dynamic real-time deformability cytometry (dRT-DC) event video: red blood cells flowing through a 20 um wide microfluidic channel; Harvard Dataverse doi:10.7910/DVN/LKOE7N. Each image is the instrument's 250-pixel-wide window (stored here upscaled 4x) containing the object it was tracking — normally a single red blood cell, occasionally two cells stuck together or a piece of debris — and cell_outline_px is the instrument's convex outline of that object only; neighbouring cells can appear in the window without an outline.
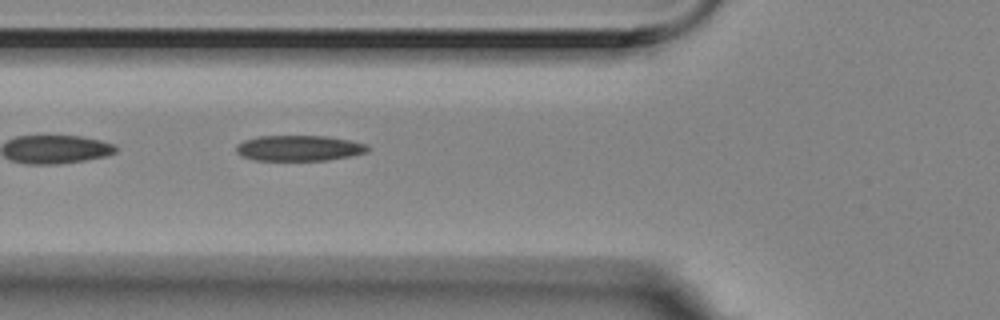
{"species": "Egyptian fruit bat (a non-hibernating species)", "species_latin": "Rousettus aegyptiacus", "temperature_condition": "room temperature", "stored_images_in_passage": 7, "segment_of_instrument_passage": [2, 2], "camera_frame_rate_fps": 3000, "um_per_image_px": 0.085, "animal": {"sex": "female"}, "frame": {"image": 1, "passage_image": 6, "time_ms": 1.667, "image_size_px": [1000, 320], "cell_outline_px": [[372, 148], [368, 152], [352, 156], [328, 160], [256, 160], [244, 156], [236, 152], [236, 144], [244, 140], [256, 136], [328, 136], [348, 140], [364, 144]], "centroid_in_image_um": [25.44, 12.59], "position_along_channel_um": 100.4, "area_um2": 19.65}}